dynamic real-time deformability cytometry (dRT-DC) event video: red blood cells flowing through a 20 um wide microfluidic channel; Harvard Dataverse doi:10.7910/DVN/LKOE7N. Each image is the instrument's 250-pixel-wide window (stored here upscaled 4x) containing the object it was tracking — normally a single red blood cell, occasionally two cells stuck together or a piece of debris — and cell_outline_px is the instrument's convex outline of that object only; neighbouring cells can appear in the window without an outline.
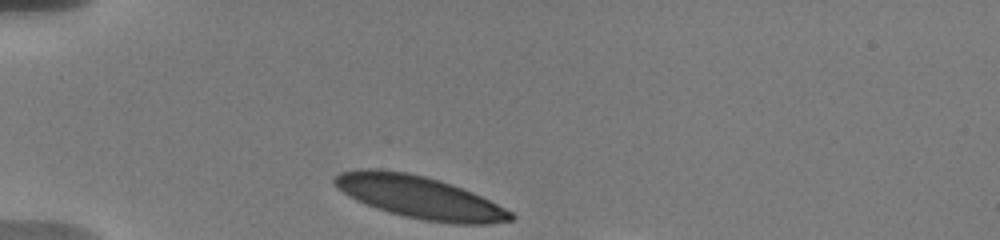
{"species": "human", "species_latin": "Homo sapiens", "temperature_condition": "warm", "stored_images_in_passage": 53, "camera_frame_rate_fps": 3000, "um_per_image_px": 0.085, "donor": {"sex": "male"}, "frame": {"image": 1, "passage_image": 1, "time_ms": 0.0, "image_size_px": [1000, 240], "cell_outline_px": [[516, 216], [512, 220], [488, 224], [456, 224], [424, 220], [404, 216], [388, 212], [376, 208], [356, 200], [348, 196], [336, 188], [332, 184], [332, 176], [340, 172], [360, 168], [376, 168], [408, 172], [424, 176], [472, 192], [512, 212]], "centroid_in_image_um": [35.57, 16.75], "position_along_channel_um": 49.4, "area_um2": 43.47}}
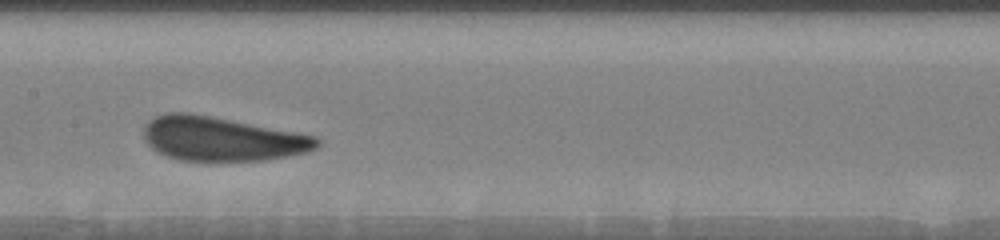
{"frame": {"image": 2, "passage_image": 25, "time_ms": 4.667, "image_size_px": [1000, 240], "cell_outline_px": [[320, 144], [316, 148], [308, 152], [268, 160], [176, 160], [156, 152], [144, 140], [144, 124], [152, 116], [164, 112], [188, 112], [212, 116], [316, 136], [320, 140]], "centroid_in_image_um": [18.81, 11.79], "position_along_channel_um": 188.6, "area_um2": 44.85}}
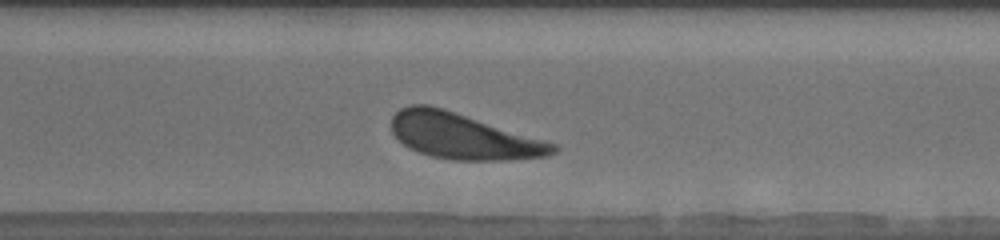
{"frame": {"image": 3, "passage_image": 42, "time_ms": 8.667, "image_size_px": [1000, 240], "cell_outline_px": [[560, 148], [556, 152], [548, 156], [504, 160], [452, 160], [432, 156], [408, 148], [392, 132], [392, 116], [400, 108], [412, 104], [428, 104], [444, 108], [544, 140], [556, 144]], "centroid_in_image_um": [39.36, 11.57], "position_along_channel_um": 331.2, "area_um2": 42.89}, "authors_computed_cell_mechanics": {"area_um2": 44.0436, "velocity_mm_per_s": 3.5805, "shape_relaxation_time_tau1_ms": 2.1283, "shape_relaxation_time_tau2_ms": 1.7956, "deformation_change_tau1": 0.1117, "deformation_change_tau2": 0.0707}}